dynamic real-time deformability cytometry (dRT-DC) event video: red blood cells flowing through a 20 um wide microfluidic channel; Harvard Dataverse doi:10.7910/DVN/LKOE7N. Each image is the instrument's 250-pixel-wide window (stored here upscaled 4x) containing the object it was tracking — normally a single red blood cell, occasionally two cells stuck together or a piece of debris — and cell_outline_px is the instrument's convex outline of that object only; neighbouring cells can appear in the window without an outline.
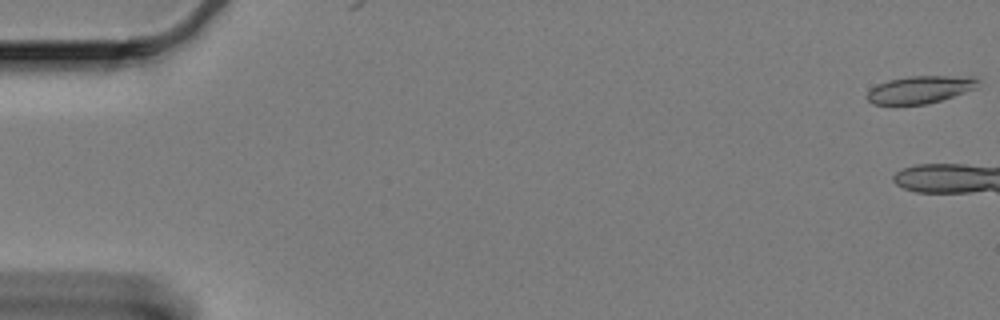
{"species": "Egyptian fruit bat (a non-hibernating species)", "species_latin": "Rousettus aegyptiacus", "temperature_condition": "cold", "stored_images_in_passage": 12, "camera_frame_rate_fps": 3000, "um_per_image_px": 0.085, "animal": {"sex": "female"}, "frame": {"image": 1, "passage_image": 1, "time_ms": 0.0, "image_size_px": [1000, 320], "cell_outline_px": [[980, 88], [928, 104], [872, 104], [864, 96], [876, 84], [888, 80], [908, 76], [976, 76], [980, 80]], "centroid_in_image_um": [78.28, 7.6], "position_along_channel_um": 6.7, "area_um2": 18.15}}